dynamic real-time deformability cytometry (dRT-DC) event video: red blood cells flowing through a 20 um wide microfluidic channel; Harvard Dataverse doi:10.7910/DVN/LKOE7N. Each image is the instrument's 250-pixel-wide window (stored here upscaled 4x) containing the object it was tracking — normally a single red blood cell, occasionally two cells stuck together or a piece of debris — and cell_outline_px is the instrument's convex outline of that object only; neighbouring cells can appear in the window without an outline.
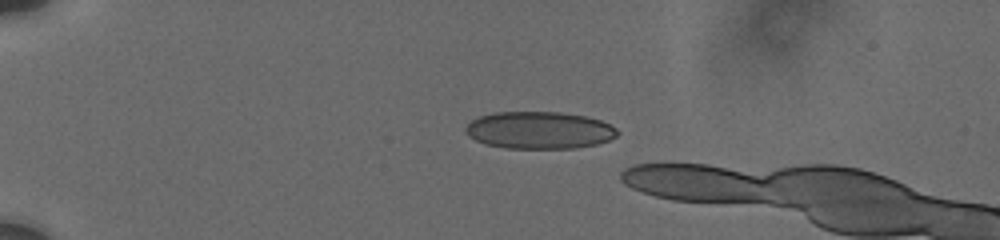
{"species": "human", "species_latin": "Homo sapiens", "temperature_condition": "cold", "stored_images_in_passage": 31, "camera_frame_rate_fps": 3000, "um_per_image_px": 0.085, "donor": {"sex": "male"}, "frame": {"image": 1, "passage_image": 17, "time_ms": 5.0, "image_size_px": [1000, 240], "cell_outline_px": [[620, 132], [616, 136], [608, 140], [596, 144], [572, 148], [508, 148], [484, 144], [468, 136], [464, 128], [472, 120], [480, 116], [496, 112], [560, 112], [584, 116], [600, 120], [616, 128]], "centroid_in_image_um": [45.82, 11.07], "position_along_channel_um": 39.2, "area_um2": 32.77}}